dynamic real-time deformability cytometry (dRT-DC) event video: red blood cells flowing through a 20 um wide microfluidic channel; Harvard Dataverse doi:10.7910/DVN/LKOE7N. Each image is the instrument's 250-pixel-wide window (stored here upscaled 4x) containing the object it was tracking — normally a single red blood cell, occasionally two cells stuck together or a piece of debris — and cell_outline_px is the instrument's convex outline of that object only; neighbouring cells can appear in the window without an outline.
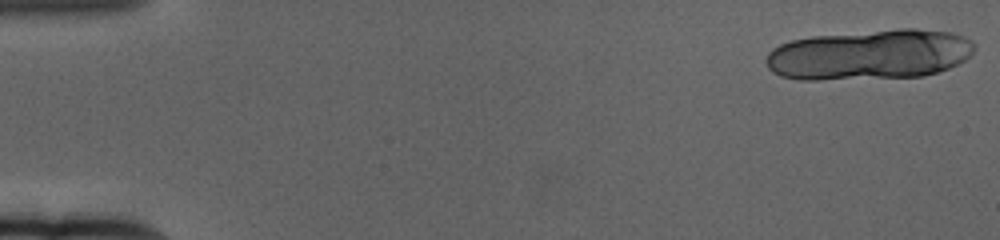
{"species": "human", "species_latin": "Homo sapiens", "temperature_condition": "cold", "stored_images_in_passage": 21, "camera_frame_rate_fps": 3000, "um_per_image_px": 0.085, "donor": {"sex": "female"}, "frame": {"image": 1, "passage_image": 1, "time_ms": 0.0, "image_size_px": [1000, 240], "cell_outline_px": [[976, 48], [964, 60], [948, 68], [924, 76], [820, 80], [800, 80], [780, 76], [772, 72], [768, 68], [764, 60], [768, 52], [772, 48], [780, 44], [792, 40], [812, 36], [896, 28], [916, 28], [952, 32], [964, 36], [972, 40], [976, 44]], "centroid_in_image_um": [73.9, 4.64], "position_along_channel_um": 11.1, "area_um2": 61.67}}